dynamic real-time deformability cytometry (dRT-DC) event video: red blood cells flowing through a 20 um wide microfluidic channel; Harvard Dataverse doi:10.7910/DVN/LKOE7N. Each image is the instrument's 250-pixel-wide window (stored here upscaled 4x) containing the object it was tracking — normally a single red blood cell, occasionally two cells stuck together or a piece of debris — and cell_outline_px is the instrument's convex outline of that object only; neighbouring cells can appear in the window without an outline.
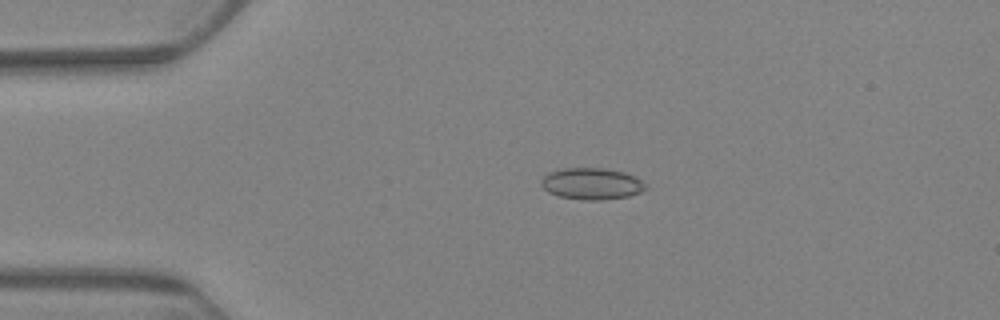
{"species": "Egyptian fruit bat (a non-hibernating species)", "species_latin": "Rousettus aegyptiacus", "temperature_condition": "warm", "stored_images_in_passage": 6, "camera_frame_rate_fps": 3000, "um_per_image_px": 0.085, "animal": {"sex": "female"}, "frame": {"image": 1, "passage_image": 4, "time_ms": 3.667, "image_size_px": [1000, 320], "cell_outline_px": [[648, 188], [640, 192], [628, 196], [604, 200], [584, 200], [560, 196], [548, 192], [540, 184], [540, 180], [548, 172], [564, 168], [604, 168], [624, 172], [640, 180]], "centroid_in_image_um": [50.26, 15.62], "position_along_channel_um": 34.7, "area_um2": 19.13}}
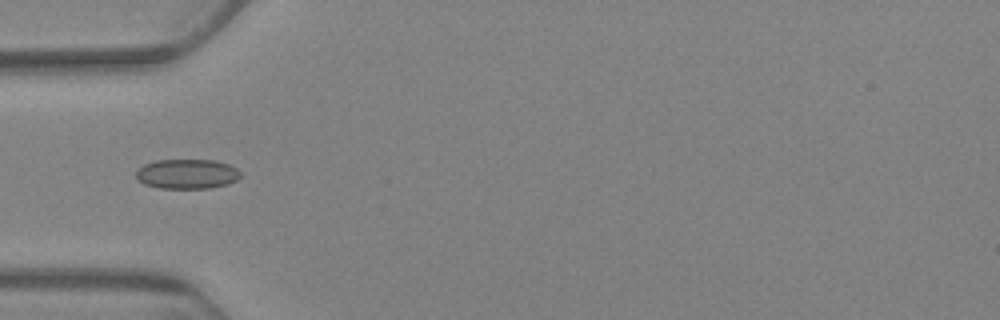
{"frame": {"image": 2, "passage_image": 6, "time_ms": 6.0, "image_size_px": [1000, 320], "cell_outline_px": [[240, 176], [236, 180], [228, 184], [208, 188], [160, 188], [144, 184], [136, 176], [136, 172], [144, 164], [156, 160], [216, 160], [228, 164], [236, 168], [240, 172]], "centroid_in_image_um": [15.91, 14.78], "position_along_channel_um": 69.1, "area_um2": 17.98}}